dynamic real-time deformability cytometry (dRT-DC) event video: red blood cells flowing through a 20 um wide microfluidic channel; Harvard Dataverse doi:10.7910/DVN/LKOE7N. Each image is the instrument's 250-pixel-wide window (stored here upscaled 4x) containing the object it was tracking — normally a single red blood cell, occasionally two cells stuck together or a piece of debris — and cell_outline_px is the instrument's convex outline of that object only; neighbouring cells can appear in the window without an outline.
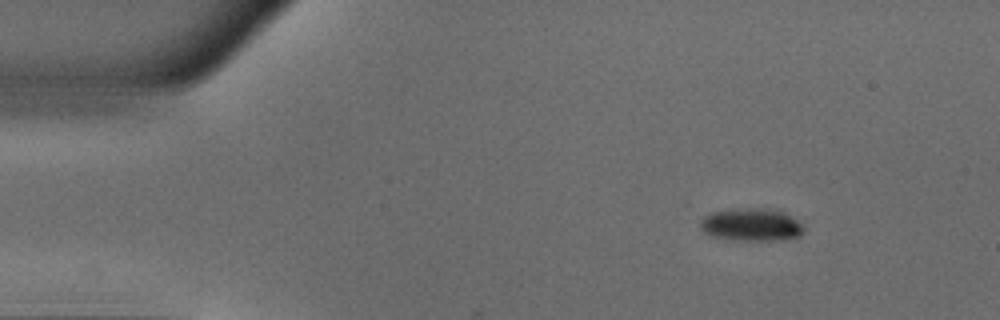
{"species": "common noctule bat (a hibernating species)", "species_latin": "Nyctalus noctula", "temperature_condition": "warm", "stored_images_in_passage": 45, "camera_frame_rate_fps": 3000, "um_per_image_px": 0.085, "animal": {"sex": "male", "body_mass_g": 18.8}, "frame": {"image": 1, "passage_image": 1, "time_ms": 0.0, "image_size_px": [1000, 320], "cell_outline_px": [[804, 232], [800, 236], [784, 240], [728, 240], [712, 236], [704, 232], [700, 228], [700, 220], [704, 216], [712, 212], [748, 208], [764, 208], [784, 212], [796, 220], [804, 228]], "centroid_in_image_um": [63.85, 19.12], "position_along_channel_um": 21.1, "area_um2": 19.71}}
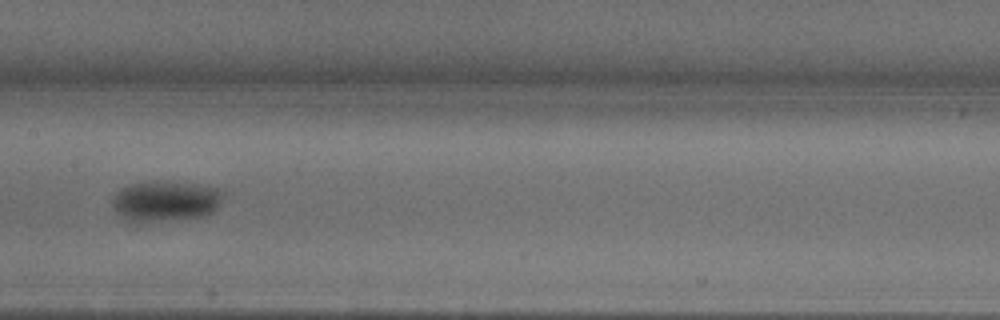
{"frame": {"image": 2, "passage_image": 20, "time_ms": 6.333, "image_size_px": [1000, 320], "cell_outline_px": [[224, 192], [216, 208], [212, 212], [204, 216], [176, 220], [124, 220], [116, 212], [112, 204], [112, 200], [116, 192], [120, 188], [128, 184], [188, 184], [216, 188]], "centroid_in_image_um": [14.04, 17.13], "position_along_channel_um": 193.4, "area_um2": 24.97}}
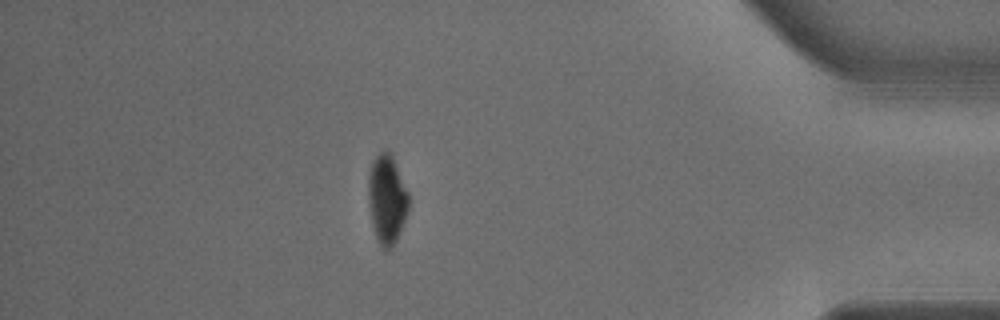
{"frame": {"image": 3, "passage_image": 39, "time_ms": 12.667, "image_size_px": [1000, 320], "cell_outline_px": [[408, 208], [400, 232], [396, 240], [384, 252], [380, 248], [372, 224], [368, 204], [368, 176], [372, 160], [380, 152], [388, 152], [392, 156], [408, 192]], "centroid_in_image_um": [32.86, 16.95], "position_along_channel_um": 402.3, "area_um2": 20.69}, "authors_computed_cell_mechanics": {"area_um2": 23.5824, "velocity_mm_per_s": 3.9642, "shape_relaxation_time_tau1_ms": 4.3313, "shape_relaxation_time_tau2_ms": 4.5162, "deformation_change_tau1": 0.1526, "deformation_change_tau2": 0.0288}}